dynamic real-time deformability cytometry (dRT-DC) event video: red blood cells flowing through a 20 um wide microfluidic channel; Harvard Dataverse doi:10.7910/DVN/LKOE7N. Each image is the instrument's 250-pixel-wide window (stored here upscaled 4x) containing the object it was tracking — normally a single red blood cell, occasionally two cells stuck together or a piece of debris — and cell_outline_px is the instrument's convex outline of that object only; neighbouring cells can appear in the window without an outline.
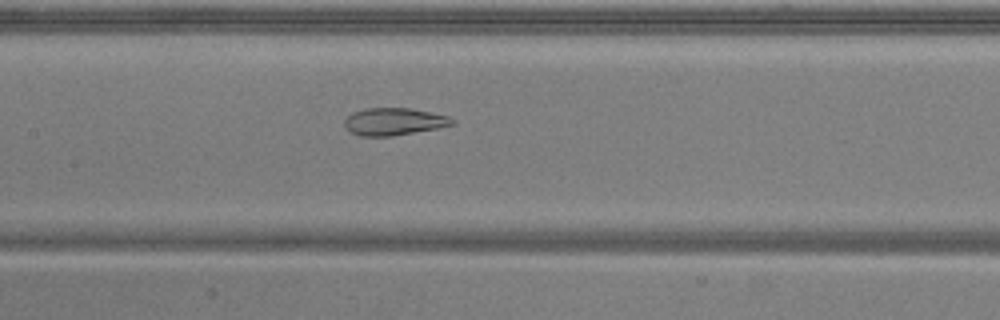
{"species": "common noctule bat (a hibernating species)", "species_latin": "Nyctalus noctula", "temperature_condition": "warm", "stored_images_in_passage": 52, "camera_frame_rate_fps": 3000, "um_per_image_px": 0.085, "animal": {"sex": "male", "body_mass_g": 20.5, "forearm_length_mm": 52.5}, "frame": {"image": 1, "passage_image": 24, "time_ms": 7.667, "image_size_px": [1000, 320], "cell_outline_px": [[456, 124], [436, 128], [392, 136], [360, 136], [348, 132], [344, 128], [344, 120], [352, 112], [364, 108], [412, 108], [432, 112], [448, 116], [456, 120]], "centroid_in_image_um": [33.46, 10.33], "position_along_channel_um": 173.9, "area_um2": 17.4}}
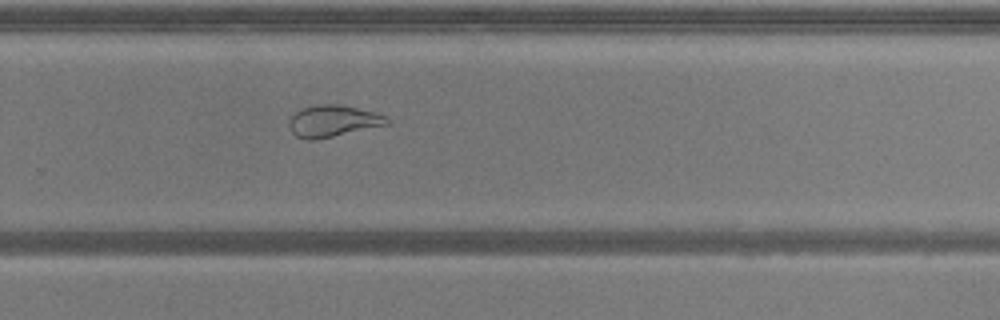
{"frame": {"image": 2, "passage_image": 34, "time_ms": 11.0, "image_size_px": [1000, 320], "cell_outline_px": [[388, 124], [316, 140], [308, 140], [296, 136], [288, 128], [288, 120], [300, 108], [316, 104], [340, 104], [376, 112], [388, 116]], "centroid_in_image_um": [28.27, 10.28], "position_along_channel_um": 301.5, "area_um2": 18.21}}
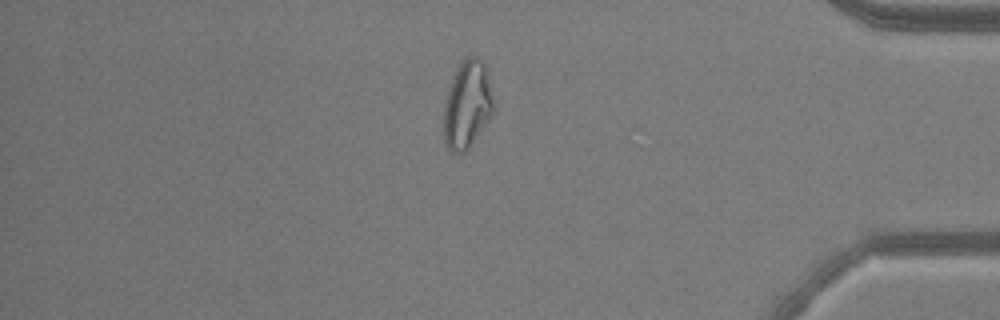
{"frame": {"image": 3, "passage_image": 44, "time_ms": 14.333, "image_size_px": [1000, 320], "cell_outline_px": [[496, 108], [472, 144], [460, 156], [456, 156], [448, 148], [444, 140], [444, 104], [452, 76], [464, 56], [480, 56], [484, 60]], "centroid_in_image_um": [39.73, 8.88], "position_along_channel_um": 395.5, "area_um2": 25.95}, "authors_computed_cell_mechanics": {"area_um2": 24.5939, "velocity_mm_per_s": 3.851, "shape_relaxation_time_tau1_ms": null, "shape_relaxation_time_tau2_ms": 1.3057, "deformation_change_tau1": null, "deformation_change_tau2": 0.084}}